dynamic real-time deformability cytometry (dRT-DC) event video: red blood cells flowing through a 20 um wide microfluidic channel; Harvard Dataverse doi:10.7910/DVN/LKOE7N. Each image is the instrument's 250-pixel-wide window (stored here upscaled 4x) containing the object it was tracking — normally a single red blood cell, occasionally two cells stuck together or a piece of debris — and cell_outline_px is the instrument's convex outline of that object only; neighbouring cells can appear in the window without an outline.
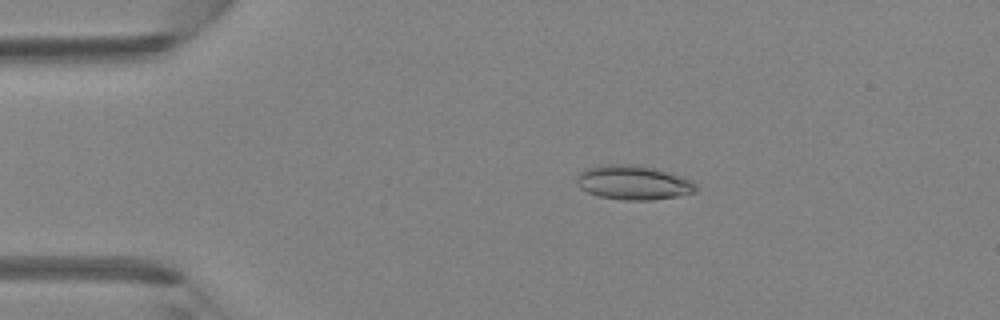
{"species": "Egyptian fruit bat (a non-hibernating species)", "species_latin": "Rousettus aegyptiacus", "temperature_condition": "room temperature", "stored_images_in_passage": 3, "camera_frame_rate_fps": 3000, "um_per_image_px": 0.085, "animal": {"sex": "female"}, "frame": {"image": 1, "passage_image": 2, "time_ms": 1.0, "image_size_px": [1000, 320], "cell_outline_px": [[700, 188], [696, 192], [680, 196], [648, 200], [624, 200], [600, 196], [588, 192], [580, 188], [576, 184], [576, 176], [584, 168], [604, 164], [640, 164], [656, 168], [692, 180]], "centroid_in_image_um": [53.84, 15.5], "position_along_channel_um": 31.2, "area_um2": 24.22}}